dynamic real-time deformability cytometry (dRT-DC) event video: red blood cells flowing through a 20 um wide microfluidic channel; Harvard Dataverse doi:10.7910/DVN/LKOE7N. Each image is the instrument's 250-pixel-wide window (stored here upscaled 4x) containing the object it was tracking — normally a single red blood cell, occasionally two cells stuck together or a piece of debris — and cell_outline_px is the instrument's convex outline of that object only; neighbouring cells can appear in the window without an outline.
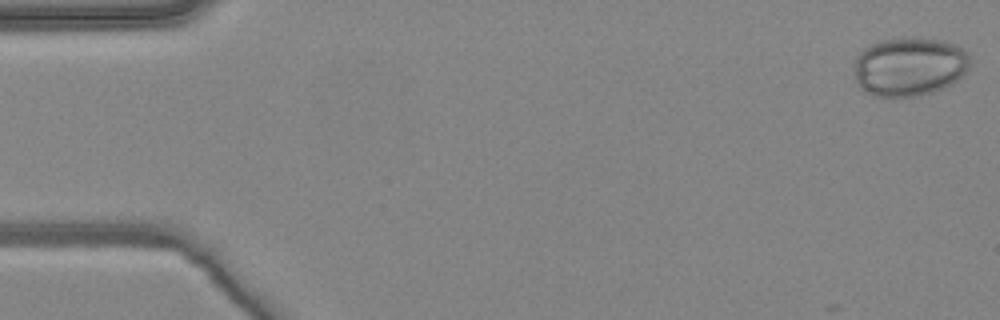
{"species": "common noctule bat (a hibernating species)", "species_latin": "Nyctalus noctula", "temperature_condition": "warm", "stored_images_in_passage": 4, "camera_frame_rate_fps": 3000, "um_per_image_px": 0.085, "animal": {"sex": "female", "body_mass_g": 24.6, "forearm_length_mm": 56.2}, "frame": {"image": 1, "passage_image": 1, "time_ms": 0.0, "image_size_px": [1000, 320], "cell_outline_px": [[972, 64], [952, 84], [944, 88], [932, 92], [916, 96], [872, 96], [864, 92], [860, 88], [856, 80], [856, 56], [864, 48], [880, 40], [908, 36], [912, 36], [944, 40], [956, 44], [968, 52], [972, 56]], "centroid_in_image_um": [77.34, 5.63], "position_along_channel_um": 7.7, "area_um2": 40.34}}